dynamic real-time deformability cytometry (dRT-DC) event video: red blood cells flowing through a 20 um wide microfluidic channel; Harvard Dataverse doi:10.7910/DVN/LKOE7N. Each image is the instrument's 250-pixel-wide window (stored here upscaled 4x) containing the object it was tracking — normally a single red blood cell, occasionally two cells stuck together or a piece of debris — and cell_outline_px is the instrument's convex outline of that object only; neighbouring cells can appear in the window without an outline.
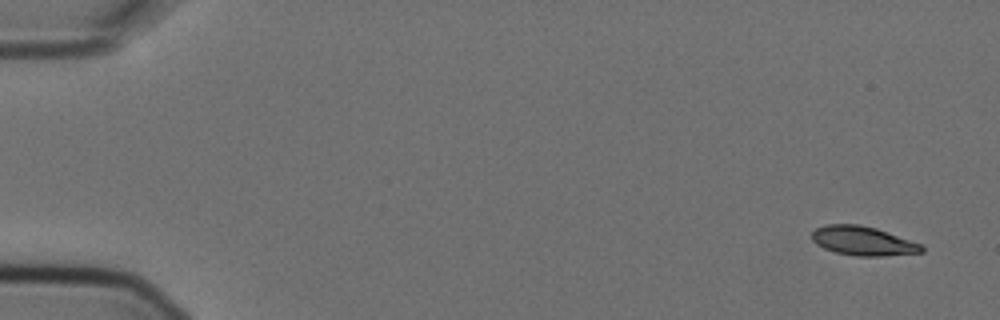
{"species": "Egyptian fruit bat (a non-hibernating species)", "species_latin": "Rousettus aegyptiacus", "temperature_condition": "cold", "stored_images_in_passage": 6, "camera_frame_rate_fps": 3000, "um_per_image_px": 0.085, "animal": {"sex": "female"}, "frame": {"image": 1, "passage_image": 1, "time_ms": 0.0, "image_size_px": [1000, 320], "cell_outline_px": [[924, 252], [884, 256], [856, 256], [836, 252], [824, 248], [816, 244], [812, 240], [812, 232], [816, 228], [824, 224], [860, 224], [876, 228], [920, 244], [924, 248]], "centroid_in_image_um": [73.32, 20.47], "position_along_channel_um": 11.7, "area_um2": 18.55}}
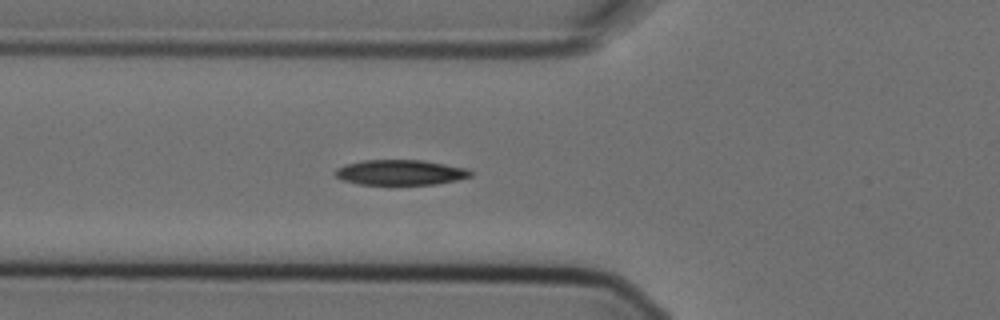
{"frame": {"image": 2, "passage_image": 6, "time_ms": 1.667, "image_size_px": [1000, 320], "cell_outline_px": [[472, 176], [456, 180], [436, 184], [360, 184], [344, 180], [336, 176], [336, 168], [344, 164], [364, 160], [420, 160], [468, 168], [472, 172]], "centroid_in_image_um": [34.05, 14.65], "position_along_channel_um": 91.8, "area_um2": 19.71}}